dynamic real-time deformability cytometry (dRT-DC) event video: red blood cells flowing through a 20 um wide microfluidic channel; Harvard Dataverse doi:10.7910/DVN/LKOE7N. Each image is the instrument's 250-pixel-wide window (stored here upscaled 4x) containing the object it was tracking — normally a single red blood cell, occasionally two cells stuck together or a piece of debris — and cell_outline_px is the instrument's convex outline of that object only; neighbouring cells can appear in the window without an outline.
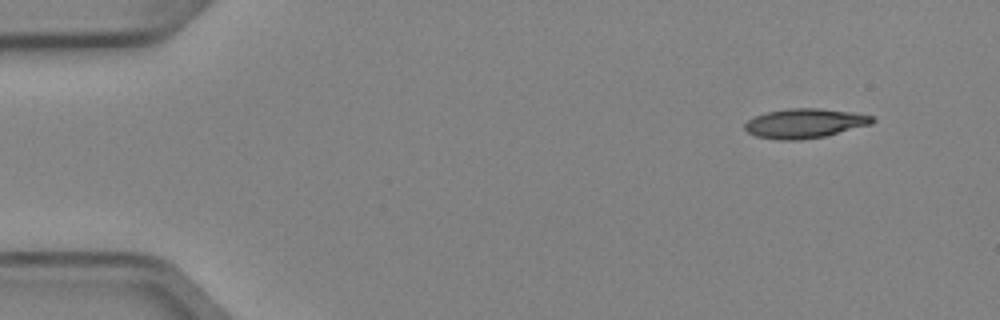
{"species": "Egyptian fruit bat (a non-hibernating species)", "species_latin": "Rousettus aegyptiacus", "temperature_condition": "cold", "stored_images_in_passage": 3, "camera_frame_rate_fps": 3000, "um_per_image_px": 0.085, "animal": {"sex": "female"}, "frame": {"image": 1, "passage_image": 1, "time_ms": 0.0, "image_size_px": [1000, 320], "cell_outline_px": [[876, 120], [872, 124], [824, 136], [800, 140], [780, 140], [756, 136], [748, 132], [744, 128], [744, 124], [748, 120], [756, 116], [768, 112], [788, 108], [816, 108], [848, 112], [876, 116]], "centroid_in_image_um": [68.41, 10.48], "position_along_channel_um": 16.6, "area_um2": 21.73}}
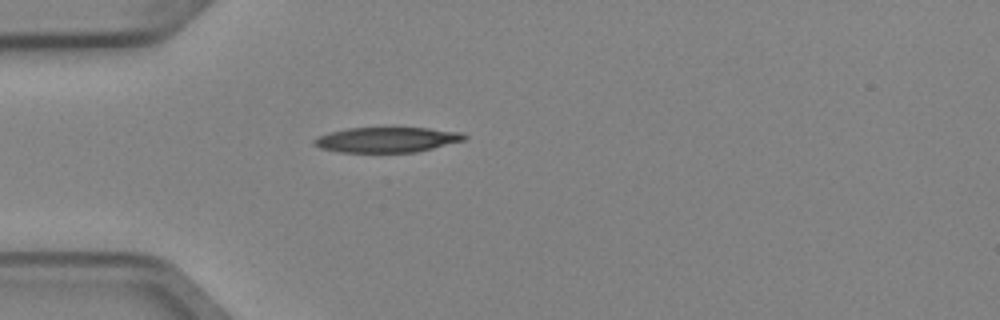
{"frame": {"image": 2, "passage_image": 3, "time_ms": 0.667, "image_size_px": [1000, 320], "cell_outline_px": [[468, 136], [464, 140], [416, 152], [340, 152], [320, 148], [312, 144], [312, 140], [316, 136], [328, 132], [348, 128], [428, 128], [464, 132]], "centroid_in_image_um": [32.85, 11.87], "position_along_channel_um": 52.2, "area_um2": 22.14}}